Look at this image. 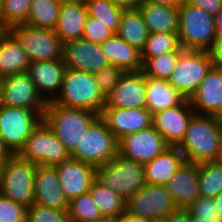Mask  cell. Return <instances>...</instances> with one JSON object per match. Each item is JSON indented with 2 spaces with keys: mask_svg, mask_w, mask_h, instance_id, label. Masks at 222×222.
Returning a JSON list of instances; mask_svg holds the SVG:
<instances>
[{
  "mask_svg": "<svg viewBox=\"0 0 222 222\" xmlns=\"http://www.w3.org/2000/svg\"><path fill=\"white\" fill-rule=\"evenodd\" d=\"M222 119L194 114L183 140L177 146L186 162L218 161L221 152Z\"/></svg>",
  "mask_w": 222,
  "mask_h": 222,
  "instance_id": "cell-1",
  "label": "cell"
},
{
  "mask_svg": "<svg viewBox=\"0 0 222 222\" xmlns=\"http://www.w3.org/2000/svg\"><path fill=\"white\" fill-rule=\"evenodd\" d=\"M99 116L93 111L68 108L50 101L43 113V121L71 153L79 146L82 135Z\"/></svg>",
  "mask_w": 222,
  "mask_h": 222,
  "instance_id": "cell-2",
  "label": "cell"
},
{
  "mask_svg": "<svg viewBox=\"0 0 222 222\" xmlns=\"http://www.w3.org/2000/svg\"><path fill=\"white\" fill-rule=\"evenodd\" d=\"M178 13L182 49L212 52L217 42L214 16L186 2L178 8Z\"/></svg>",
  "mask_w": 222,
  "mask_h": 222,
  "instance_id": "cell-3",
  "label": "cell"
},
{
  "mask_svg": "<svg viewBox=\"0 0 222 222\" xmlns=\"http://www.w3.org/2000/svg\"><path fill=\"white\" fill-rule=\"evenodd\" d=\"M54 102L64 107L84 109L101 115L105 97L92 73L66 68L61 91Z\"/></svg>",
  "mask_w": 222,
  "mask_h": 222,
  "instance_id": "cell-4",
  "label": "cell"
},
{
  "mask_svg": "<svg viewBox=\"0 0 222 222\" xmlns=\"http://www.w3.org/2000/svg\"><path fill=\"white\" fill-rule=\"evenodd\" d=\"M95 180L127 200L147 183L141 163L117 154L107 164L95 168Z\"/></svg>",
  "mask_w": 222,
  "mask_h": 222,
  "instance_id": "cell-5",
  "label": "cell"
},
{
  "mask_svg": "<svg viewBox=\"0 0 222 222\" xmlns=\"http://www.w3.org/2000/svg\"><path fill=\"white\" fill-rule=\"evenodd\" d=\"M118 154V140L99 116L85 131L79 146L70 153L72 159L95 168L110 162Z\"/></svg>",
  "mask_w": 222,
  "mask_h": 222,
  "instance_id": "cell-6",
  "label": "cell"
},
{
  "mask_svg": "<svg viewBox=\"0 0 222 222\" xmlns=\"http://www.w3.org/2000/svg\"><path fill=\"white\" fill-rule=\"evenodd\" d=\"M214 65L212 52L182 49L167 81L189 100Z\"/></svg>",
  "mask_w": 222,
  "mask_h": 222,
  "instance_id": "cell-7",
  "label": "cell"
},
{
  "mask_svg": "<svg viewBox=\"0 0 222 222\" xmlns=\"http://www.w3.org/2000/svg\"><path fill=\"white\" fill-rule=\"evenodd\" d=\"M36 166L14 154L3 165L0 193L28 208L34 202Z\"/></svg>",
  "mask_w": 222,
  "mask_h": 222,
  "instance_id": "cell-8",
  "label": "cell"
},
{
  "mask_svg": "<svg viewBox=\"0 0 222 222\" xmlns=\"http://www.w3.org/2000/svg\"><path fill=\"white\" fill-rule=\"evenodd\" d=\"M17 155L36 165L55 166L71 158L66 147L42 120Z\"/></svg>",
  "mask_w": 222,
  "mask_h": 222,
  "instance_id": "cell-9",
  "label": "cell"
},
{
  "mask_svg": "<svg viewBox=\"0 0 222 222\" xmlns=\"http://www.w3.org/2000/svg\"><path fill=\"white\" fill-rule=\"evenodd\" d=\"M44 111L0 107V138L17 154L24 146L26 139L43 120Z\"/></svg>",
  "mask_w": 222,
  "mask_h": 222,
  "instance_id": "cell-10",
  "label": "cell"
},
{
  "mask_svg": "<svg viewBox=\"0 0 222 222\" xmlns=\"http://www.w3.org/2000/svg\"><path fill=\"white\" fill-rule=\"evenodd\" d=\"M9 31L20 42L31 62L63 59V43L54 30L20 24L12 26Z\"/></svg>",
  "mask_w": 222,
  "mask_h": 222,
  "instance_id": "cell-11",
  "label": "cell"
},
{
  "mask_svg": "<svg viewBox=\"0 0 222 222\" xmlns=\"http://www.w3.org/2000/svg\"><path fill=\"white\" fill-rule=\"evenodd\" d=\"M177 209L164 185L146 184L125 203V212L152 221H162Z\"/></svg>",
  "mask_w": 222,
  "mask_h": 222,
  "instance_id": "cell-12",
  "label": "cell"
},
{
  "mask_svg": "<svg viewBox=\"0 0 222 222\" xmlns=\"http://www.w3.org/2000/svg\"><path fill=\"white\" fill-rule=\"evenodd\" d=\"M2 105L45 111L47 102L38 93L28 72L16 73L0 79Z\"/></svg>",
  "mask_w": 222,
  "mask_h": 222,
  "instance_id": "cell-13",
  "label": "cell"
},
{
  "mask_svg": "<svg viewBox=\"0 0 222 222\" xmlns=\"http://www.w3.org/2000/svg\"><path fill=\"white\" fill-rule=\"evenodd\" d=\"M169 147L153 125L118 140V154L141 164L151 161Z\"/></svg>",
  "mask_w": 222,
  "mask_h": 222,
  "instance_id": "cell-14",
  "label": "cell"
},
{
  "mask_svg": "<svg viewBox=\"0 0 222 222\" xmlns=\"http://www.w3.org/2000/svg\"><path fill=\"white\" fill-rule=\"evenodd\" d=\"M63 62L65 68L92 74L109 65L101 45L83 38L63 44Z\"/></svg>",
  "mask_w": 222,
  "mask_h": 222,
  "instance_id": "cell-15",
  "label": "cell"
},
{
  "mask_svg": "<svg viewBox=\"0 0 222 222\" xmlns=\"http://www.w3.org/2000/svg\"><path fill=\"white\" fill-rule=\"evenodd\" d=\"M194 114L189 100L184 99L179 105L155 113L153 126L171 147H177L183 140Z\"/></svg>",
  "mask_w": 222,
  "mask_h": 222,
  "instance_id": "cell-16",
  "label": "cell"
},
{
  "mask_svg": "<svg viewBox=\"0 0 222 222\" xmlns=\"http://www.w3.org/2000/svg\"><path fill=\"white\" fill-rule=\"evenodd\" d=\"M100 117L117 140L153 125V115L146 108L103 107Z\"/></svg>",
  "mask_w": 222,
  "mask_h": 222,
  "instance_id": "cell-17",
  "label": "cell"
},
{
  "mask_svg": "<svg viewBox=\"0 0 222 222\" xmlns=\"http://www.w3.org/2000/svg\"><path fill=\"white\" fill-rule=\"evenodd\" d=\"M189 102L195 114L222 119V68L210 69Z\"/></svg>",
  "mask_w": 222,
  "mask_h": 222,
  "instance_id": "cell-18",
  "label": "cell"
},
{
  "mask_svg": "<svg viewBox=\"0 0 222 222\" xmlns=\"http://www.w3.org/2000/svg\"><path fill=\"white\" fill-rule=\"evenodd\" d=\"M145 75L142 71L123 73L105 98L104 107L146 108Z\"/></svg>",
  "mask_w": 222,
  "mask_h": 222,
  "instance_id": "cell-19",
  "label": "cell"
},
{
  "mask_svg": "<svg viewBox=\"0 0 222 222\" xmlns=\"http://www.w3.org/2000/svg\"><path fill=\"white\" fill-rule=\"evenodd\" d=\"M55 167L68 202L88 193L95 181V167L82 161L70 158Z\"/></svg>",
  "mask_w": 222,
  "mask_h": 222,
  "instance_id": "cell-20",
  "label": "cell"
},
{
  "mask_svg": "<svg viewBox=\"0 0 222 222\" xmlns=\"http://www.w3.org/2000/svg\"><path fill=\"white\" fill-rule=\"evenodd\" d=\"M55 166L37 165L34 175V204L67 211L68 200Z\"/></svg>",
  "mask_w": 222,
  "mask_h": 222,
  "instance_id": "cell-21",
  "label": "cell"
},
{
  "mask_svg": "<svg viewBox=\"0 0 222 222\" xmlns=\"http://www.w3.org/2000/svg\"><path fill=\"white\" fill-rule=\"evenodd\" d=\"M66 71L63 59L32 61L28 73L38 93L46 102L54 101L59 95Z\"/></svg>",
  "mask_w": 222,
  "mask_h": 222,
  "instance_id": "cell-22",
  "label": "cell"
},
{
  "mask_svg": "<svg viewBox=\"0 0 222 222\" xmlns=\"http://www.w3.org/2000/svg\"><path fill=\"white\" fill-rule=\"evenodd\" d=\"M199 163L184 162L164 185L177 208L187 209L199 197Z\"/></svg>",
  "mask_w": 222,
  "mask_h": 222,
  "instance_id": "cell-23",
  "label": "cell"
},
{
  "mask_svg": "<svg viewBox=\"0 0 222 222\" xmlns=\"http://www.w3.org/2000/svg\"><path fill=\"white\" fill-rule=\"evenodd\" d=\"M88 14L83 0L63 1L59 10V18L55 34L62 43L82 38Z\"/></svg>",
  "mask_w": 222,
  "mask_h": 222,
  "instance_id": "cell-24",
  "label": "cell"
},
{
  "mask_svg": "<svg viewBox=\"0 0 222 222\" xmlns=\"http://www.w3.org/2000/svg\"><path fill=\"white\" fill-rule=\"evenodd\" d=\"M100 45L110 65L118 67L124 73L142 71L140 51L117 34L111 35Z\"/></svg>",
  "mask_w": 222,
  "mask_h": 222,
  "instance_id": "cell-25",
  "label": "cell"
},
{
  "mask_svg": "<svg viewBox=\"0 0 222 222\" xmlns=\"http://www.w3.org/2000/svg\"><path fill=\"white\" fill-rule=\"evenodd\" d=\"M138 9L149 33H178V8L145 0Z\"/></svg>",
  "mask_w": 222,
  "mask_h": 222,
  "instance_id": "cell-26",
  "label": "cell"
},
{
  "mask_svg": "<svg viewBox=\"0 0 222 222\" xmlns=\"http://www.w3.org/2000/svg\"><path fill=\"white\" fill-rule=\"evenodd\" d=\"M185 162L177 147H169L165 152L143 164L147 184L165 185Z\"/></svg>",
  "mask_w": 222,
  "mask_h": 222,
  "instance_id": "cell-27",
  "label": "cell"
},
{
  "mask_svg": "<svg viewBox=\"0 0 222 222\" xmlns=\"http://www.w3.org/2000/svg\"><path fill=\"white\" fill-rule=\"evenodd\" d=\"M31 61L16 37L8 30L0 41V79L27 72Z\"/></svg>",
  "mask_w": 222,
  "mask_h": 222,
  "instance_id": "cell-28",
  "label": "cell"
},
{
  "mask_svg": "<svg viewBox=\"0 0 222 222\" xmlns=\"http://www.w3.org/2000/svg\"><path fill=\"white\" fill-rule=\"evenodd\" d=\"M146 109L154 115L167 108L179 105L185 98L164 79L145 76Z\"/></svg>",
  "mask_w": 222,
  "mask_h": 222,
  "instance_id": "cell-29",
  "label": "cell"
},
{
  "mask_svg": "<svg viewBox=\"0 0 222 222\" xmlns=\"http://www.w3.org/2000/svg\"><path fill=\"white\" fill-rule=\"evenodd\" d=\"M116 34L141 52L148 39L149 31L139 9L123 10Z\"/></svg>",
  "mask_w": 222,
  "mask_h": 222,
  "instance_id": "cell-30",
  "label": "cell"
},
{
  "mask_svg": "<svg viewBox=\"0 0 222 222\" xmlns=\"http://www.w3.org/2000/svg\"><path fill=\"white\" fill-rule=\"evenodd\" d=\"M60 0H32L26 25L54 30L58 23Z\"/></svg>",
  "mask_w": 222,
  "mask_h": 222,
  "instance_id": "cell-31",
  "label": "cell"
},
{
  "mask_svg": "<svg viewBox=\"0 0 222 222\" xmlns=\"http://www.w3.org/2000/svg\"><path fill=\"white\" fill-rule=\"evenodd\" d=\"M89 193L104 217L118 219L125 212L126 200L113 190L102 186L96 180L92 183Z\"/></svg>",
  "mask_w": 222,
  "mask_h": 222,
  "instance_id": "cell-32",
  "label": "cell"
},
{
  "mask_svg": "<svg viewBox=\"0 0 222 222\" xmlns=\"http://www.w3.org/2000/svg\"><path fill=\"white\" fill-rule=\"evenodd\" d=\"M199 195L215 198L222 192V162L208 161L199 163Z\"/></svg>",
  "mask_w": 222,
  "mask_h": 222,
  "instance_id": "cell-33",
  "label": "cell"
},
{
  "mask_svg": "<svg viewBox=\"0 0 222 222\" xmlns=\"http://www.w3.org/2000/svg\"><path fill=\"white\" fill-rule=\"evenodd\" d=\"M88 16L98 19L112 34L118 31L123 9L111 0H83Z\"/></svg>",
  "mask_w": 222,
  "mask_h": 222,
  "instance_id": "cell-34",
  "label": "cell"
},
{
  "mask_svg": "<svg viewBox=\"0 0 222 222\" xmlns=\"http://www.w3.org/2000/svg\"><path fill=\"white\" fill-rule=\"evenodd\" d=\"M181 50L178 33H149L140 57L143 64L149 58Z\"/></svg>",
  "mask_w": 222,
  "mask_h": 222,
  "instance_id": "cell-35",
  "label": "cell"
},
{
  "mask_svg": "<svg viewBox=\"0 0 222 222\" xmlns=\"http://www.w3.org/2000/svg\"><path fill=\"white\" fill-rule=\"evenodd\" d=\"M67 216L70 222H91L103 217L89 192L68 202Z\"/></svg>",
  "mask_w": 222,
  "mask_h": 222,
  "instance_id": "cell-36",
  "label": "cell"
},
{
  "mask_svg": "<svg viewBox=\"0 0 222 222\" xmlns=\"http://www.w3.org/2000/svg\"><path fill=\"white\" fill-rule=\"evenodd\" d=\"M180 52H170L147 59L142 64V72L145 76L155 79L168 80L175 68Z\"/></svg>",
  "mask_w": 222,
  "mask_h": 222,
  "instance_id": "cell-37",
  "label": "cell"
},
{
  "mask_svg": "<svg viewBox=\"0 0 222 222\" xmlns=\"http://www.w3.org/2000/svg\"><path fill=\"white\" fill-rule=\"evenodd\" d=\"M32 0H2L1 21L10 29L26 24Z\"/></svg>",
  "mask_w": 222,
  "mask_h": 222,
  "instance_id": "cell-38",
  "label": "cell"
},
{
  "mask_svg": "<svg viewBox=\"0 0 222 222\" xmlns=\"http://www.w3.org/2000/svg\"><path fill=\"white\" fill-rule=\"evenodd\" d=\"M26 222H70L67 211L32 204L27 208Z\"/></svg>",
  "mask_w": 222,
  "mask_h": 222,
  "instance_id": "cell-39",
  "label": "cell"
},
{
  "mask_svg": "<svg viewBox=\"0 0 222 222\" xmlns=\"http://www.w3.org/2000/svg\"><path fill=\"white\" fill-rule=\"evenodd\" d=\"M198 220L218 222V210L214 198L199 196L187 208Z\"/></svg>",
  "mask_w": 222,
  "mask_h": 222,
  "instance_id": "cell-40",
  "label": "cell"
},
{
  "mask_svg": "<svg viewBox=\"0 0 222 222\" xmlns=\"http://www.w3.org/2000/svg\"><path fill=\"white\" fill-rule=\"evenodd\" d=\"M27 207L0 193V222H26Z\"/></svg>",
  "mask_w": 222,
  "mask_h": 222,
  "instance_id": "cell-41",
  "label": "cell"
},
{
  "mask_svg": "<svg viewBox=\"0 0 222 222\" xmlns=\"http://www.w3.org/2000/svg\"><path fill=\"white\" fill-rule=\"evenodd\" d=\"M123 73L118 67L109 64L93 74L99 90L105 98L117 85Z\"/></svg>",
  "mask_w": 222,
  "mask_h": 222,
  "instance_id": "cell-42",
  "label": "cell"
},
{
  "mask_svg": "<svg viewBox=\"0 0 222 222\" xmlns=\"http://www.w3.org/2000/svg\"><path fill=\"white\" fill-rule=\"evenodd\" d=\"M111 35H113L104 24L98 19L88 16L82 38L97 44L104 43Z\"/></svg>",
  "mask_w": 222,
  "mask_h": 222,
  "instance_id": "cell-43",
  "label": "cell"
},
{
  "mask_svg": "<svg viewBox=\"0 0 222 222\" xmlns=\"http://www.w3.org/2000/svg\"><path fill=\"white\" fill-rule=\"evenodd\" d=\"M185 2L202 8L212 16H215L222 9V0H185Z\"/></svg>",
  "mask_w": 222,
  "mask_h": 222,
  "instance_id": "cell-44",
  "label": "cell"
},
{
  "mask_svg": "<svg viewBox=\"0 0 222 222\" xmlns=\"http://www.w3.org/2000/svg\"><path fill=\"white\" fill-rule=\"evenodd\" d=\"M163 222H189V210L177 208L175 211L168 214Z\"/></svg>",
  "mask_w": 222,
  "mask_h": 222,
  "instance_id": "cell-45",
  "label": "cell"
},
{
  "mask_svg": "<svg viewBox=\"0 0 222 222\" xmlns=\"http://www.w3.org/2000/svg\"><path fill=\"white\" fill-rule=\"evenodd\" d=\"M123 10L138 9L145 0H111Z\"/></svg>",
  "mask_w": 222,
  "mask_h": 222,
  "instance_id": "cell-46",
  "label": "cell"
},
{
  "mask_svg": "<svg viewBox=\"0 0 222 222\" xmlns=\"http://www.w3.org/2000/svg\"><path fill=\"white\" fill-rule=\"evenodd\" d=\"M214 56L215 65L222 68V39H217L216 45L212 50Z\"/></svg>",
  "mask_w": 222,
  "mask_h": 222,
  "instance_id": "cell-47",
  "label": "cell"
},
{
  "mask_svg": "<svg viewBox=\"0 0 222 222\" xmlns=\"http://www.w3.org/2000/svg\"><path fill=\"white\" fill-rule=\"evenodd\" d=\"M13 155H14V153L5 144V142L0 138V161L5 163Z\"/></svg>",
  "mask_w": 222,
  "mask_h": 222,
  "instance_id": "cell-48",
  "label": "cell"
},
{
  "mask_svg": "<svg viewBox=\"0 0 222 222\" xmlns=\"http://www.w3.org/2000/svg\"><path fill=\"white\" fill-rule=\"evenodd\" d=\"M118 222H153L152 220L138 217L134 215H129L128 213L124 212L119 218Z\"/></svg>",
  "mask_w": 222,
  "mask_h": 222,
  "instance_id": "cell-49",
  "label": "cell"
},
{
  "mask_svg": "<svg viewBox=\"0 0 222 222\" xmlns=\"http://www.w3.org/2000/svg\"><path fill=\"white\" fill-rule=\"evenodd\" d=\"M217 39H222V9L214 16Z\"/></svg>",
  "mask_w": 222,
  "mask_h": 222,
  "instance_id": "cell-50",
  "label": "cell"
},
{
  "mask_svg": "<svg viewBox=\"0 0 222 222\" xmlns=\"http://www.w3.org/2000/svg\"><path fill=\"white\" fill-rule=\"evenodd\" d=\"M147 1H152L155 3H160L163 5L176 7V8H179L185 2V0H147Z\"/></svg>",
  "mask_w": 222,
  "mask_h": 222,
  "instance_id": "cell-51",
  "label": "cell"
},
{
  "mask_svg": "<svg viewBox=\"0 0 222 222\" xmlns=\"http://www.w3.org/2000/svg\"><path fill=\"white\" fill-rule=\"evenodd\" d=\"M214 201L218 210V222H222V192L214 198Z\"/></svg>",
  "mask_w": 222,
  "mask_h": 222,
  "instance_id": "cell-52",
  "label": "cell"
},
{
  "mask_svg": "<svg viewBox=\"0 0 222 222\" xmlns=\"http://www.w3.org/2000/svg\"><path fill=\"white\" fill-rule=\"evenodd\" d=\"M91 222H118V219L117 218H113V217H102L98 220H94V221H91Z\"/></svg>",
  "mask_w": 222,
  "mask_h": 222,
  "instance_id": "cell-53",
  "label": "cell"
},
{
  "mask_svg": "<svg viewBox=\"0 0 222 222\" xmlns=\"http://www.w3.org/2000/svg\"><path fill=\"white\" fill-rule=\"evenodd\" d=\"M8 30L9 29L0 20V41H1L2 37L8 32Z\"/></svg>",
  "mask_w": 222,
  "mask_h": 222,
  "instance_id": "cell-54",
  "label": "cell"
},
{
  "mask_svg": "<svg viewBox=\"0 0 222 222\" xmlns=\"http://www.w3.org/2000/svg\"><path fill=\"white\" fill-rule=\"evenodd\" d=\"M189 222H209V221L198 220V217H197V216H194V215L189 211Z\"/></svg>",
  "mask_w": 222,
  "mask_h": 222,
  "instance_id": "cell-55",
  "label": "cell"
},
{
  "mask_svg": "<svg viewBox=\"0 0 222 222\" xmlns=\"http://www.w3.org/2000/svg\"><path fill=\"white\" fill-rule=\"evenodd\" d=\"M3 165H4V162L0 161V184H1V178H2Z\"/></svg>",
  "mask_w": 222,
  "mask_h": 222,
  "instance_id": "cell-56",
  "label": "cell"
},
{
  "mask_svg": "<svg viewBox=\"0 0 222 222\" xmlns=\"http://www.w3.org/2000/svg\"><path fill=\"white\" fill-rule=\"evenodd\" d=\"M219 161L222 162V138H221V152L219 156Z\"/></svg>",
  "mask_w": 222,
  "mask_h": 222,
  "instance_id": "cell-57",
  "label": "cell"
},
{
  "mask_svg": "<svg viewBox=\"0 0 222 222\" xmlns=\"http://www.w3.org/2000/svg\"><path fill=\"white\" fill-rule=\"evenodd\" d=\"M2 106L1 86H0V107Z\"/></svg>",
  "mask_w": 222,
  "mask_h": 222,
  "instance_id": "cell-58",
  "label": "cell"
},
{
  "mask_svg": "<svg viewBox=\"0 0 222 222\" xmlns=\"http://www.w3.org/2000/svg\"><path fill=\"white\" fill-rule=\"evenodd\" d=\"M2 0H0V20H1Z\"/></svg>",
  "mask_w": 222,
  "mask_h": 222,
  "instance_id": "cell-59",
  "label": "cell"
}]
</instances>
